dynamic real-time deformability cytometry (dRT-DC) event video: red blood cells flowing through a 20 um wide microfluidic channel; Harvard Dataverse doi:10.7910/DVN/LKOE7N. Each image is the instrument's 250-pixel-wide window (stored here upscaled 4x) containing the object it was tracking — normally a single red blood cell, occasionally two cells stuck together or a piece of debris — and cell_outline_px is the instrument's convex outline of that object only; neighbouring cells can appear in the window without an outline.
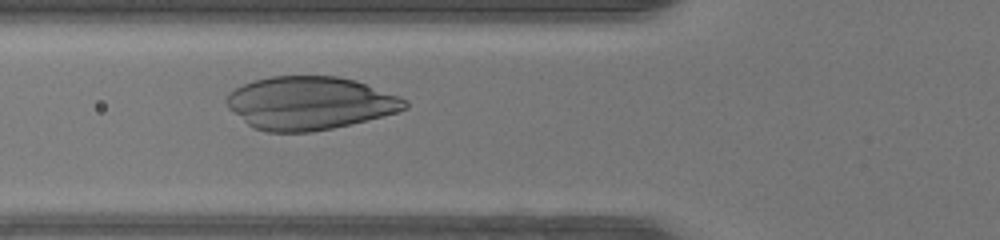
{"species": "human", "species_latin": "Homo sapiens", "temperature_condition": "warm", "stored_images_in_passage": 26, "camera_frame_rate_fps": 3000, "um_per_image_px": 0.085, "donor": {"sex": "female"}, "frame": {"image": 1, "passage_image": 5, "time_ms": 1.333, "image_size_px": [1000, 240], "cell_outline_px": [[408, 108], [396, 112], [332, 128], [312, 132], [268, 132], [252, 128], [228, 108], [228, 92], [252, 80], [272, 76], [336, 76], [356, 80], [408, 100]], "centroid_in_image_um": [26.3, 8.76], "position_along_channel_um": 99.5, "area_um2": 54.85}}
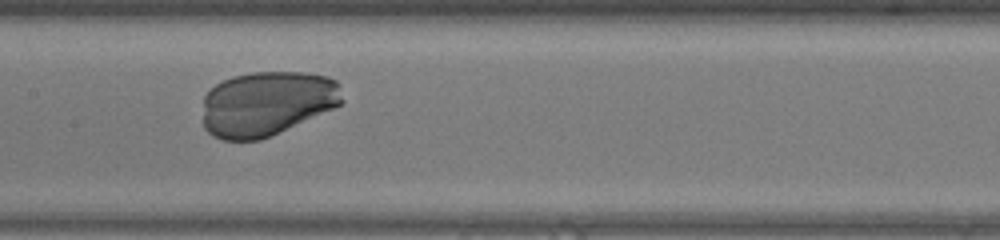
{"frame": {"image": 2, "passage_image": 11, "time_ms": 3.333, "image_size_px": [1000, 240], "cell_outline_px": [[344, 100], [340, 104], [332, 108], [260, 140], [224, 140], [212, 136], [204, 128], [204, 96], [216, 84], [232, 76], [252, 72], [304, 72], [328, 76], [336, 80]], "centroid_in_image_um": [22.66, 8.78], "position_along_channel_um": 184.7, "area_um2": 52.25}}
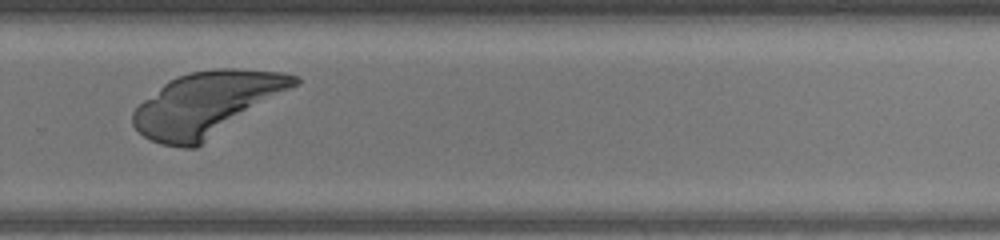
{"frame": {"image": 3, "passage_image": 20, "time_ms": 6.333, "image_size_px": [1000, 240], "cell_outline_px": [[300, 84], [196, 148], [184, 148], [160, 144], [144, 136], [132, 124], [132, 112], [144, 100], [164, 84], [176, 76], [188, 72], [216, 68], [232, 68], [284, 72], [300, 76]], "centroid_in_image_um": [17.61, 8.82], "position_along_channel_um": 312.2, "area_um2": 60.05}}